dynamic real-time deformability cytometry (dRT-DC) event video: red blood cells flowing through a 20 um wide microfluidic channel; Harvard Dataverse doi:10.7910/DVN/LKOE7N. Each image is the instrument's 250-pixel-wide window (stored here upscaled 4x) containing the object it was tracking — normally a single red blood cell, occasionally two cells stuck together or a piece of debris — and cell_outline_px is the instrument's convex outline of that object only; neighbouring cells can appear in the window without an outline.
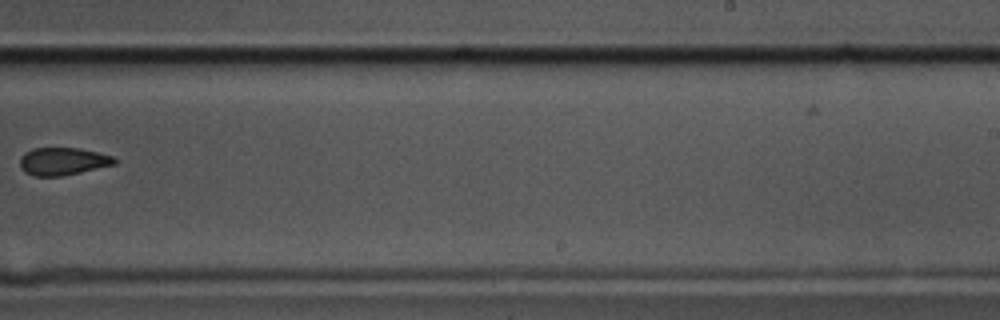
{"species": "common noctule bat (a hibernating species)", "species_latin": "Nyctalus noctula", "temperature_condition": "cold", "stored_images_in_passage": 9, "camera_frame_rate_fps": 3000, "um_per_image_px": 0.085, "animal": {"sex": "male", "body_mass_g": 17.5, "forearm_length_mm": 52.3}, "frame": {"image": 1, "passage_image": 8, "time_ms": 2.333, "image_size_px": [1000, 320], "cell_outline_px": [[116, 164], [80, 172], [60, 176], [32, 176], [24, 172], [20, 168], [20, 156], [24, 152], [32, 148], [80, 148], [112, 156], [116, 160]], "centroid_in_image_um": [5.29, 13.71], "position_along_channel_um": 283.7, "area_um2": 15.26}}
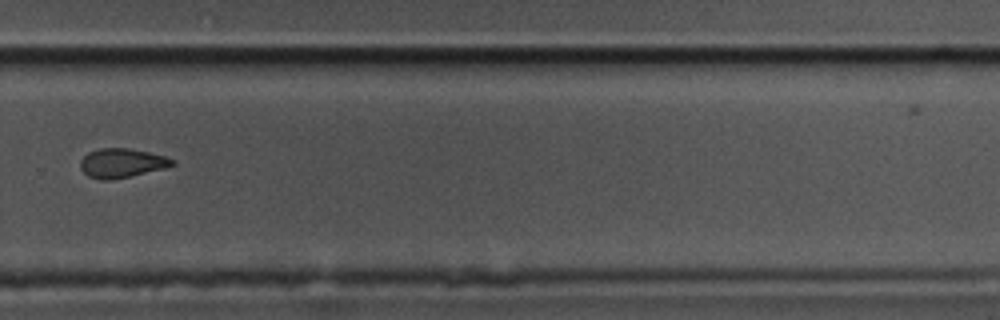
{"frame": {"image": 2, "passage_image": 9, "time_ms": 2.667, "image_size_px": [1000, 320], "cell_outline_px": [[176, 164], [164, 168], [112, 180], [100, 180], [88, 176], [80, 168], [80, 160], [88, 152], [100, 148], [128, 148], [148, 152], [164, 156], [176, 160]], "centroid_in_image_um": [10.33, 13.86], "position_along_channel_um": 319.5, "area_um2": 15.61}}